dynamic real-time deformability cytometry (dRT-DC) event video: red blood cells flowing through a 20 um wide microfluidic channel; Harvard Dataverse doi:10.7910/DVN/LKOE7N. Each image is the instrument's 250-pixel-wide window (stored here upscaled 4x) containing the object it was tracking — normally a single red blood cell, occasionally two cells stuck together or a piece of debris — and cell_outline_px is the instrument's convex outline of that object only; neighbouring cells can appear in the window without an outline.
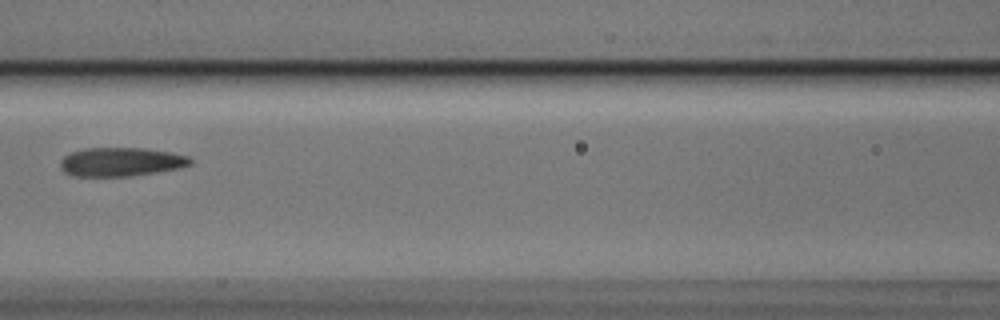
{"species": "Egyptian fruit bat (a non-hibernating species)", "species_latin": "Rousettus aegyptiacus", "temperature_condition": "cold", "stored_images_in_passage": 8, "camera_frame_rate_fps": 3000, "um_per_image_px": 0.085, "animal": {"sex": "male"}, "frame": {"image": 1, "passage_image": 7, "time_ms": 2.0, "image_size_px": [1000, 320], "cell_outline_px": [[192, 164], [180, 168], [156, 172], [128, 176], [72, 176], [64, 172], [60, 168], [60, 160], [68, 152], [84, 148], [144, 148], [172, 152], [188, 156], [192, 160]], "centroid_in_image_um": [10.25, 13.75], "position_along_channel_um": 156.3, "area_um2": 22.02}}
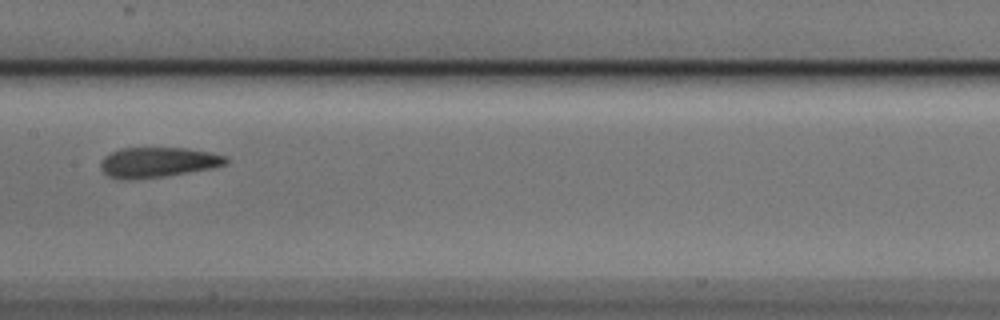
{"frame": {"image": 2, "passage_image": 8, "time_ms": 2.333, "image_size_px": [1000, 320], "cell_outline_px": [[228, 164], [212, 168], [164, 176], [128, 180], [108, 176], [100, 168], [100, 164], [104, 156], [120, 148], [184, 148], [212, 152], [228, 156]], "centroid_in_image_um": [13.44, 13.79], "position_along_channel_um": 194.0, "area_um2": 22.02}}